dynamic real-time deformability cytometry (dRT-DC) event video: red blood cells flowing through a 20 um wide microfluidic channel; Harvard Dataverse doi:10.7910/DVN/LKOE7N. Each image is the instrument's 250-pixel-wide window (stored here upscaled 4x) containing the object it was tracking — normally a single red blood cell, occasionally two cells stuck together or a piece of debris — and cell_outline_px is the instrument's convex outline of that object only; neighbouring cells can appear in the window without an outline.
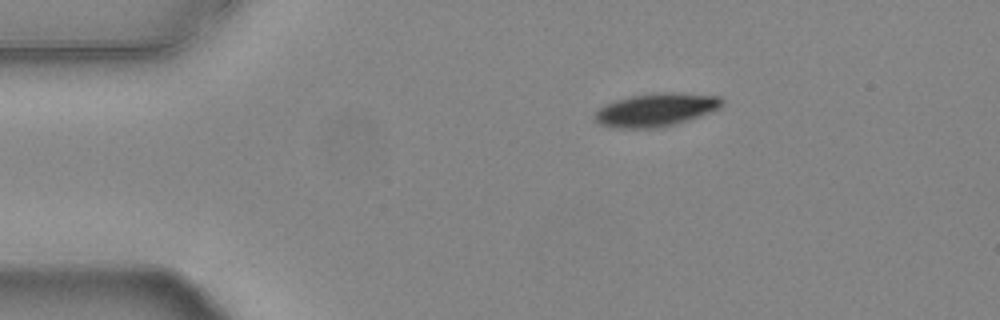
{"species": "common noctule bat (a hibernating species)", "species_latin": "Nyctalus noctula", "temperature_condition": "warm", "stored_images_in_passage": 46, "camera_frame_rate_fps": 3000, "um_per_image_px": 0.085, "animal": {"sex": "female", "body_mass_g": 24.6, "forearm_length_mm": 56.2}, "frame": {"image": 1, "passage_image": 1, "time_ms": 0.0, "image_size_px": [1000, 320], "cell_outline_px": [[724, 104], [720, 108], [712, 112], [676, 124], [656, 128], [608, 128], [600, 124], [596, 120], [596, 112], [604, 104], [616, 100], [632, 96], [656, 92], [672, 92], [720, 96], [724, 100]], "centroid_in_image_um": [55.79, 9.33], "position_along_channel_um": 29.2, "area_um2": 24.74}}
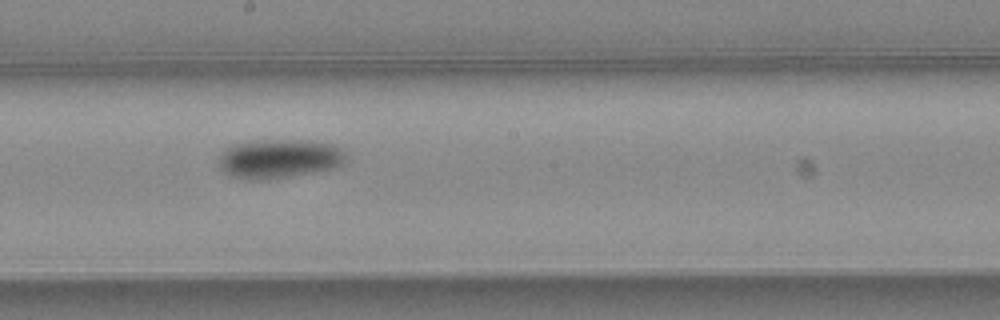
{"frame": {"image": 2, "passage_image": 21, "time_ms": 6.667, "image_size_px": [1000, 320], "cell_outline_px": [[348, 156], [344, 164], [332, 168], [316, 172], [268, 180], [240, 180], [228, 176], [220, 168], [220, 156], [224, 148], [236, 144], [264, 140], [312, 140], [332, 144], [340, 148]], "centroid_in_image_um": [23.73, 13.51], "position_along_channel_um": 224.5, "area_um2": 29.42}}
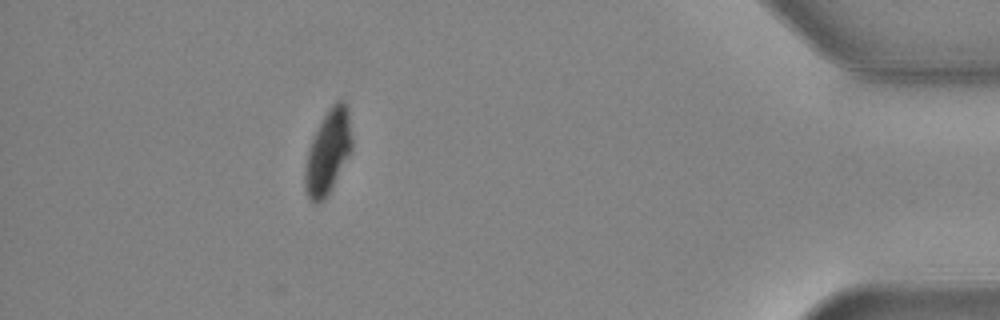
{"frame": {"image": 3, "passage_image": 40, "time_ms": 13.0, "image_size_px": [1000, 320], "cell_outline_px": [[352, 152], [332, 188], [324, 200], [320, 204], [312, 204], [308, 200], [304, 188], [304, 168], [308, 148], [312, 136], [324, 116], [332, 104], [336, 100], [344, 100], [348, 104], [352, 140]], "centroid_in_image_um": [27.87, 12.95], "position_along_channel_um": 407.3, "area_um2": 23.7}, "authors_computed_cell_mechanics": {"area_um2": 26.4435, "velocity_mm_per_s": 3.7593, "shape_relaxation_time_tau1_ms": 4.2785, "shape_relaxation_time_tau2_ms": null, "deformation_change_tau1": 0.1387, "deformation_change_tau2": null}}